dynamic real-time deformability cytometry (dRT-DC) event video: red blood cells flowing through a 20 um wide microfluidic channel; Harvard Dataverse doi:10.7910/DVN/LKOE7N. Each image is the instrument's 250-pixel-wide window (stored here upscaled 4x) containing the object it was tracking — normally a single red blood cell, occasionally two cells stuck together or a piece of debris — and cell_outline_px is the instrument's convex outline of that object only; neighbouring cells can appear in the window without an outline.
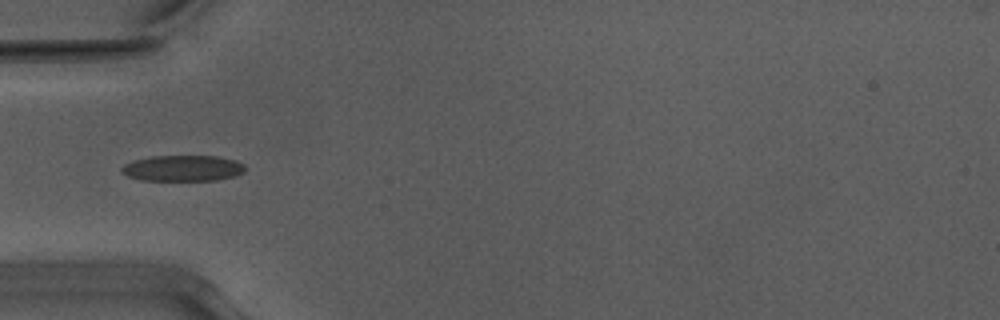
{"species": "Egyptian fruit bat (a non-hibernating species)", "species_latin": "Rousettus aegyptiacus", "temperature_condition": "warm", "stored_images_in_passage": 28, "camera_frame_rate_fps": 3000, "um_per_image_px": 0.085, "animal": {"sex": "male"}, "frame": {"image": 1, "passage_image": 1, "time_ms": 0.0, "image_size_px": [1000, 320], "cell_outline_px": [[244, 172], [236, 176], [216, 180], [140, 180], [128, 176], [120, 172], [120, 168], [124, 164], [132, 160], [152, 156], [216, 156], [236, 160], [244, 164]], "centroid_in_image_um": [15.51, 14.29], "position_along_channel_um": 69.5, "area_um2": 18.79}}
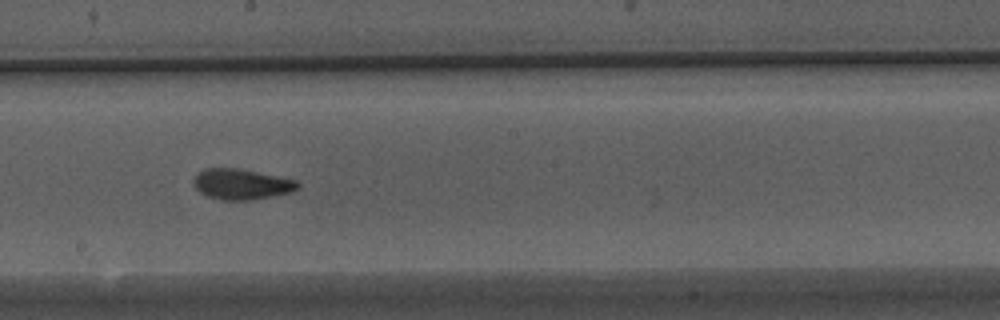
{"frame": {"image": 2, "passage_image": 13, "time_ms": 4.0, "image_size_px": [1000, 320], "cell_outline_px": [[300, 184], [292, 192], [252, 200], [220, 200], [208, 196], [200, 192], [192, 184], [192, 180], [196, 172], [204, 168], [236, 168], [296, 180]], "centroid_in_image_um": [20.46, 15.65], "position_along_channel_um": 227.7, "area_um2": 18.55}}
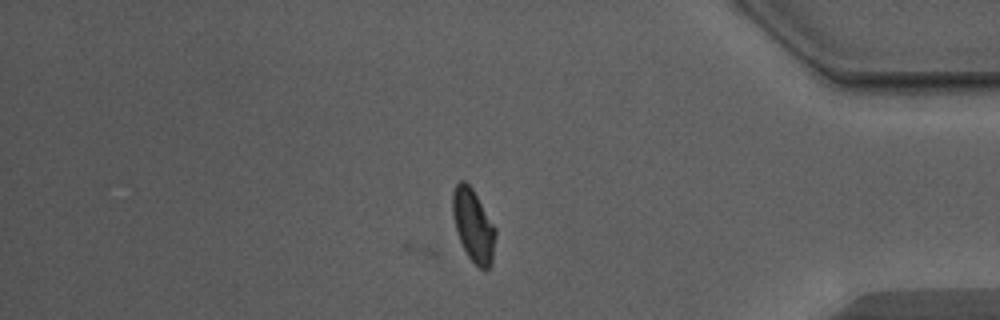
{"frame": {"image": 3, "passage_image": 28, "time_ms": 9.0, "image_size_px": [1000, 320], "cell_outline_px": [[496, 236], [492, 264], [488, 268], [480, 268], [468, 256], [460, 240], [452, 216], [452, 192], [456, 184], [460, 180], [464, 180], [472, 188], [496, 228]], "centroid_in_image_um": [40.24, 19.14], "position_along_channel_um": 395.0, "area_um2": 18.03}, "authors_computed_cell_mechanics": {"area_um2": 18.3226, "velocity_mm_per_s": 3.9502, "shape_relaxation_time_tau1_ms": 5.0655, "shape_relaxation_time_tau2_ms": 2.064, "deformation_change_tau1": 0.1602, "deformation_change_tau2": 0.0676}}